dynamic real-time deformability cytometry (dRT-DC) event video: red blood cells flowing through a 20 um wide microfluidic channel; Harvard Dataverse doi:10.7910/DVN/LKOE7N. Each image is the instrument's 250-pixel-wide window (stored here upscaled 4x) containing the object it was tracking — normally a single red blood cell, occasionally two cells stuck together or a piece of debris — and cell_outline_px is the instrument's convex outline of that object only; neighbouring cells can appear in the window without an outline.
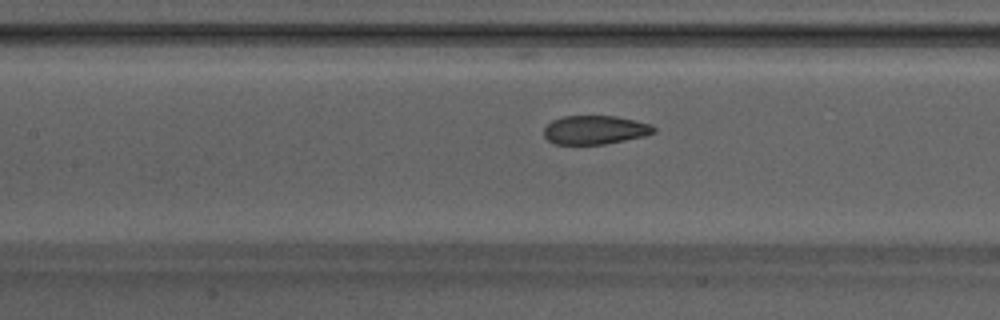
{"species": "Egyptian fruit bat (a non-hibernating species)", "species_latin": "Rousettus aegyptiacus", "temperature_condition": "warm", "stored_images_in_passage": 30, "camera_frame_rate_fps": 3000, "um_per_image_px": 0.085, "animal": {"sex": "male"}, "frame": {"image": 1, "passage_image": 17, "time_ms": 5.333, "image_size_px": [1000, 320], "cell_outline_px": [[656, 132], [644, 136], [604, 144], [556, 144], [548, 140], [544, 136], [544, 128], [552, 120], [564, 116], [616, 116], [652, 124], [656, 128]], "centroid_in_image_um": [50.59, 11.04], "position_along_channel_um": 156.8, "area_um2": 18.38}}
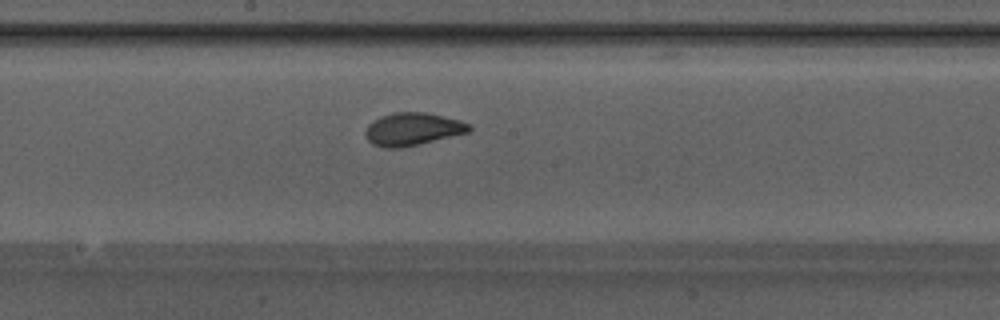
{"frame": {"image": 2, "passage_image": 21, "time_ms": 6.667, "image_size_px": [1000, 320], "cell_outline_px": [[472, 128], [468, 132], [400, 148], [384, 148], [372, 144], [368, 140], [364, 132], [368, 124], [372, 120], [380, 116], [392, 112], [428, 112], [460, 120], [472, 124]], "centroid_in_image_um": [35.05, 10.95], "position_along_channel_um": 213.2, "area_um2": 19.88}}